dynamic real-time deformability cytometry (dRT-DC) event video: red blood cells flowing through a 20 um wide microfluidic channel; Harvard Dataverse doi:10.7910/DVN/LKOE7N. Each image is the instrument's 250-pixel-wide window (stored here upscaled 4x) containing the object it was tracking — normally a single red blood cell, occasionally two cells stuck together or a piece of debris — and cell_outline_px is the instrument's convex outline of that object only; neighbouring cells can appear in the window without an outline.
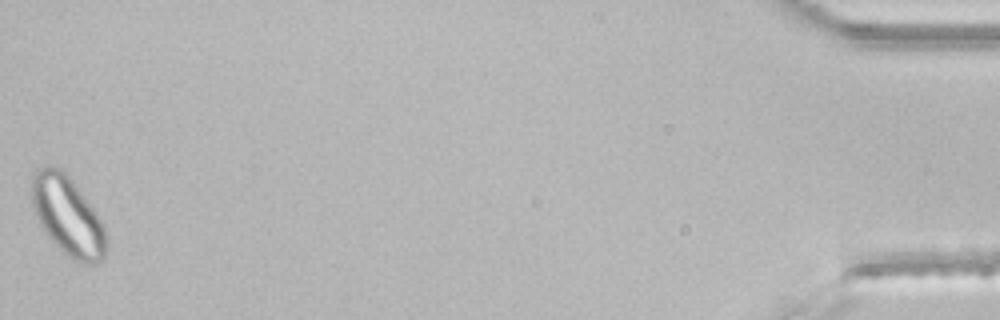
{"species": "common noctule bat (a hibernating species)", "species_latin": "Nyctalus noctula", "temperature_condition": "room temperature", "stored_images_in_passage": 47, "segment_of_instrument_passage": [2, 2], "camera_frame_rate_fps": 3000, "um_per_image_px": 0.085, "animal": {"sex": "male", "body_mass_g": 21.5, "forearm_length_mm": 52.0}, "frame": {"image": 1, "passage_image": 47, "time_ms": 15.333, "image_size_px": [1000, 320], "cell_outline_px": [[108, 248], [104, 260], [96, 264], [84, 264], [76, 260], [64, 252], [48, 236], [40, 224], [32, 204], [32, 172], [36, 168], [48, 164], [60, 168], [72, 180], [92, 208], [100, 220], [108, 236]], "centroid_in_image_um": [5.77, 18.35], "position_along_channel_um": 429.4, "area_um2": 34.22}}